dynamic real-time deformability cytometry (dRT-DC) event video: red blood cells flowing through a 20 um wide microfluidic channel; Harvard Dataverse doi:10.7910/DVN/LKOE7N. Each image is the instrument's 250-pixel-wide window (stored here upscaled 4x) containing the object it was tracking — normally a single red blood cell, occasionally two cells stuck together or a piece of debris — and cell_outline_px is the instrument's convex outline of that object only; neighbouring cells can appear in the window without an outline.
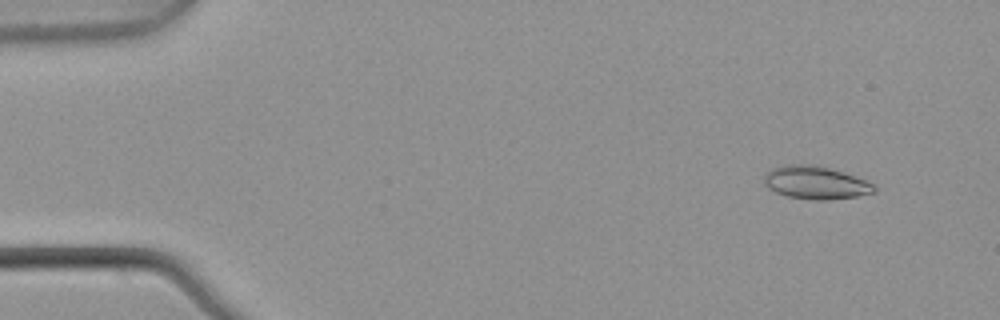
{"species": "common noctule bat (a hibernating species)", "species_latin": "Nyctalus noctula", "temperature_condition": "warm", "stored_images_in_passage": 4, "camera_frame_rate_fps": 3000, "um_per_image_px": 0.085, "animal": {"sex": "male", "body_mass_g": 21.5, "forearm_length_mm": 52.0}, "frame": {"image": 1, "passage_image": 2, "time_ms": 0.333, "image_size_px": [1000, 320], "cell_outline_px": [[876, 192], [856, 196], [828, 200], [816, 200], [784, 196], [768, 188], [764, 184], [764, 176], [772, 168], [784, 164], [812, 164], [828, 168], [864, 180], [872, 184], [876, 188]], "centroid_in_image_um": [69.27, 15.53], "position_along_channel_um": 15.7, "area_um2": 20.92}}
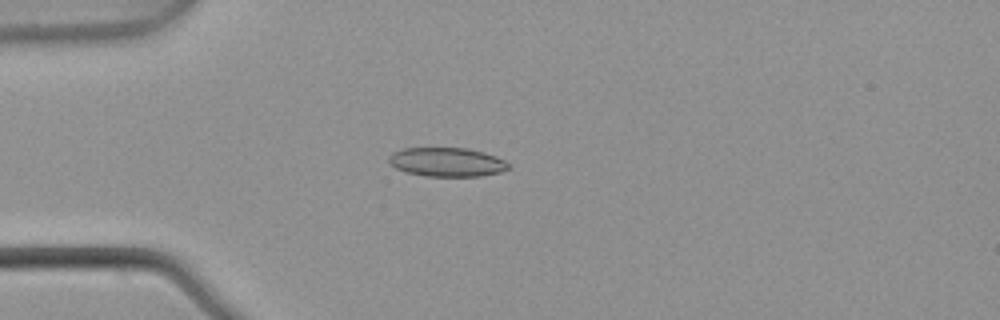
{"frame": {"image": 2, "passage_image": 4, "time_ms": 1.0, "image_size_px": [1000, 320], "cell_outline_px": [[512, 168], [500, 172], [480, 176], [424, 176], [408, 172], [396, 168], [388, 160], [388, 156], [392, 152], [404, 148], [468, 148], [484, 152], [496, 156], [512, 164]], "centroid_in_image_um": [38.03, 13.77], "position_along_channel_um": 47.0, "area_um2": 20.35}}